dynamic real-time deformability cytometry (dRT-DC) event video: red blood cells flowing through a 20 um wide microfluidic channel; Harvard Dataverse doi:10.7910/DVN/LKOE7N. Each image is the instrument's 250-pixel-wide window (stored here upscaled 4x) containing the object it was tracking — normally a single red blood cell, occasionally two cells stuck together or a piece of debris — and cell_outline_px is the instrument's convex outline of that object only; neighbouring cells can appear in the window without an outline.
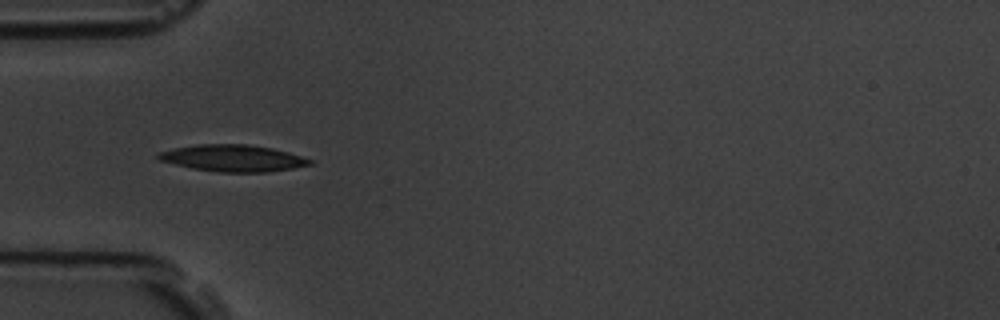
{"species": "common noctule bat (a hibernating species)", "species_latin": "Nyctalus noctula", "temperature_condition": "room temperature", "stored_images_in_passage": 10, "camera_frame_rate_fps": 3000, "um_per_image_px": 0.085, "animal": {"sex": "male", "body_mass_g": 19.5, "forearm_length_mm": 54.6}, "frame": {"image": 1, "passage_image": 5, "time_ms": 4.667, "image_size_px": [1000, 320], "cell_outline_px": [[312, 164], [292, 168], [268, 172], [216, 172], [192, 168], [160, 160], [156, 156], [160, 152], [176, 148], [196, 144], [248, 144], [272, 148], [288, 152], [312, 160]], "centroid_in_image_um": [19.81, 13.44], "position_along_channel_um": 65.2, "area_um2": 23.35}}
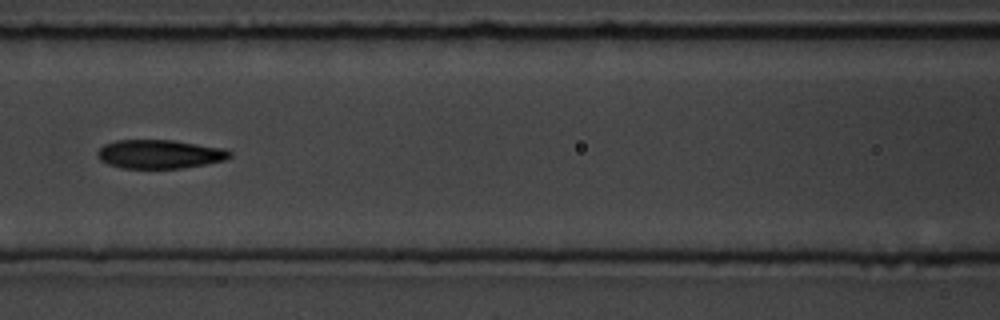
{"frame": {"image": 2, "passage_image": 7, "time_ms": 7.0, "image_size_px": [1000, 320], "cell_outline_px": [[232, 156], [224, 160], [204, 164], [180, 168], [124, 168], [108, 164], [100, 160], [96, 156], [96, 152], [104, 144], [116, 140], [172, 140], [224, 148], [232, 152]], "centroid_in_image_um": [13.55, 13.09], "position_along_channel_um": 153.1, "area_um2": 22.14}}
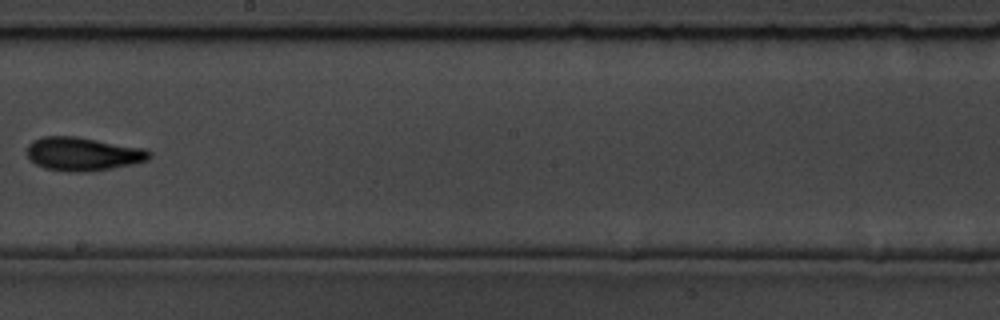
{"frame": {"image": 3, "passage_image": 9, "time_ms": 9.333, "image_size_px": [1000, 320], "cell_outline_px": [[152, 156], [148, 160], [132, 164], [112, 168], [84, 172], [68, 172], [44, 168], [36, 164], [28, 156], [28, 144], [32, 140], [44, 136], [76, 136], [148, 148], [152, 152]], "centroid_in_image_um": [7.1, 13.07], "position_along_channel_um": 241.1, "area_um2": 24.16}}